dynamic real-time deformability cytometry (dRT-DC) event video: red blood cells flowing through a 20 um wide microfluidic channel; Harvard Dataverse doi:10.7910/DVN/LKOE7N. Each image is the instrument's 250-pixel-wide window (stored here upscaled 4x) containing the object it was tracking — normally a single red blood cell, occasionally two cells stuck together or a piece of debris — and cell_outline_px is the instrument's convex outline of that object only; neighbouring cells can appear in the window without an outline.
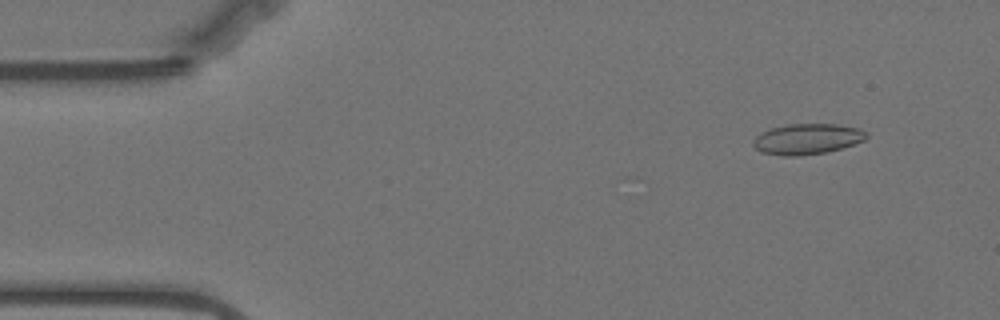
{"species": "Egyptian fruit bat (a non-hibernating species)", "species_latin": "Rousettus aegyptiacus", "temperature_condition": "warm", "stored_images_in_passage": 57, "camera_frame_rate_fps": 3000, "um_per_image_px": 0.085, "animal": {"sex": "female"}, "frame": {"image": 1, "passage_image": 5, "time_ms": 1.333, "image_size_px": [1000, 320], "cell_outline_px": [[868, 136], [864, 140], [828, 152], [800, 156], [784, 156], [760, 152], [752, 144], [752, 140], [760, 132], [772, 128], [788, 124], [836, 124], [860, 128], [868, 132]], "centroid_in_image_um": [68.6, 11.81], "position_along_channel_um": 16.4, "area_um2": 20.35}}
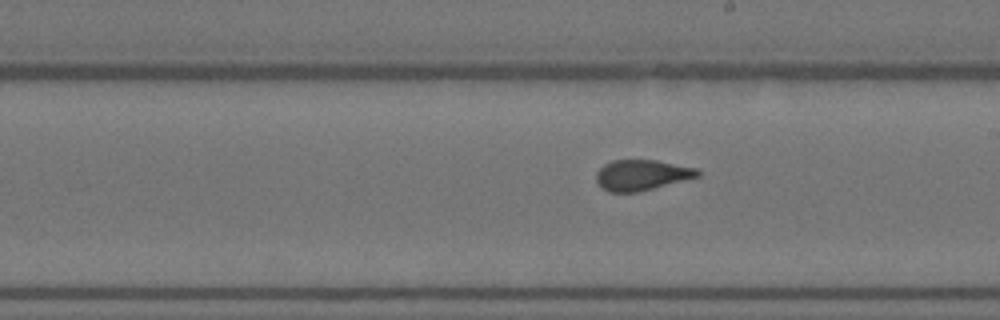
{"frame": {"image": 2, "passage_image": 31, "time_ms": 10.0, "image_size_px": [1000, 320], "cell_outline_px": [[700, 176], [640, 192], [608, 192], [600, 188], [596, 180], [596, 172], [604, 164], [612, 160], [656, 160], [696, 168], [700, 172]], "centroid_in_image_um": [54.51, 14.89], "position_along_channel_um": 234.5, "area_um2": 18.21}}
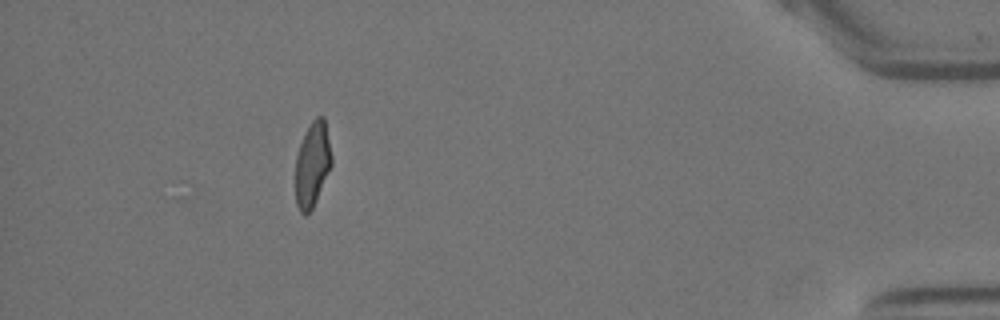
{"frame": {"image": 3, "passage_image": 51, "time_ms": 16.667, "image_size_px": [1000, 320], "cell_outline_px": [[332, 164], [316, 200], [312, 208], [304, 216], [300, 212], [296, 204], [296, 156], [300, 144], [312, 120], [316, 116], [324, 116], [332, 156]], "centroid_in_image_um": [26.55, 13.97], "position_along_channel_um": 408.6, "area_um2": 17.63}, "authors_computed_cell_mechanics": {"area_um2": 18.8428, "velocity_mm_per_s": 3.53, "shape_relaxation_time_tau1_ms": null, "shape_relaxation_time_tau2_ms": 1.0163, "deformation_change_tau1": null, "deformation_change_tau2": 0.0537}}